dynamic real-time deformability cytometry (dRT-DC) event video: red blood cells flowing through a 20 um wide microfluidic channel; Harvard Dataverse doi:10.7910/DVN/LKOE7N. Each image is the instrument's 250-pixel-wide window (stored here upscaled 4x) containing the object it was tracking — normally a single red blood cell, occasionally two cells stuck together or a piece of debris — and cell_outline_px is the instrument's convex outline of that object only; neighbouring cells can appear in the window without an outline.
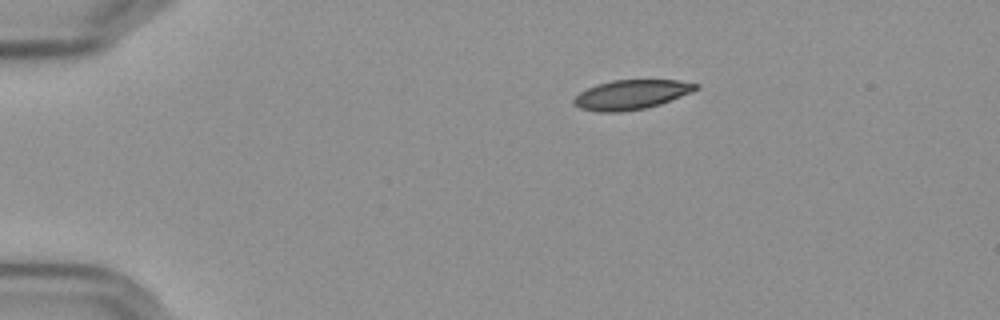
{"species": "Egyptian fruit bat (a non-hibernating species)", "species_latin": "Rousettus aegyptiacus", "temperature_condition": "cold", "stored_images_in_passage": 47, "camera_frame_rate_fps": 3000, "um_per_image_px": 0.085, "frame": {"image": 1, "passage_image": 1, "time_ms": 0.0, "image_size_px": [1000, 320], "cell_outline_px": [[700, 88], [692, 92], [660, 104], [644, 108], [620, 112], [596, 112], [580, 108], [572, 104], [572, 100], [580, 92], [596, 84], [612, 80], [680, 80], [700, 84]], "centroid_in_image_um": [53.66, 8.04], "position_along_channel_um": 31.3, "area_um2": 21.1}}
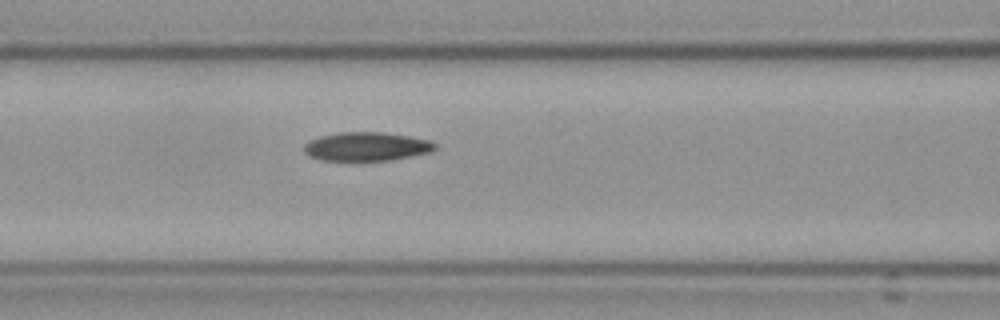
{"frame": {"image": 2, "passage_image": 15, "time_ms": 4.667, "image_size_px": [1000, 320], "cell_outline_px": [[436, 148], [432, 152], [392, 160], [320, 160], [308, 156], [304, 152], [304, 144], [308, 140], [320, 136], [340, 132], [380, 132], [408, 136], [432, 140], [436, 144]], "centroid_in_image_um": [31.16, 12.45], "position_along_channel_um": 135.4, "area_um2": 22.08}}
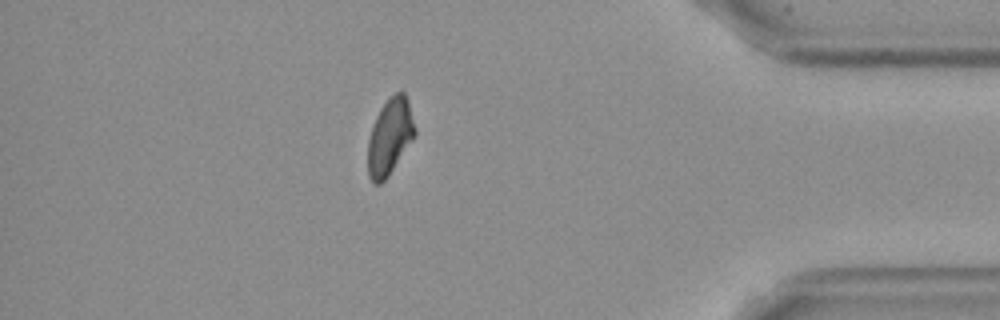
{"frame": {"image": 3, "passage_image": 40, "time_ms": 13.0, "image_size_px": [1000, 320], "cell_outline_px": [[416, 132], [388, 176], [380, 184], [372, 184], [368, 176], [368, 140], [376, 116], [380, 108], [396, 92], [404, 92], [408, 100], [416, 128]], "centroid_in_image_um": [33.12, 11.63], "position_along_channel_um": 402.1, "area_um2": 20.52}, "authors_computed_cell_mechanics": {"area_um2": 21.7328, "velocity_mm_per_s": 3.6035, "shape_relaxation_time_tau1_ms": null, "shape_relaxation_time_tau2_ms": 10.6178, "deformation_change_tau1": null, "deformation_change_tau2": 0.1568}}